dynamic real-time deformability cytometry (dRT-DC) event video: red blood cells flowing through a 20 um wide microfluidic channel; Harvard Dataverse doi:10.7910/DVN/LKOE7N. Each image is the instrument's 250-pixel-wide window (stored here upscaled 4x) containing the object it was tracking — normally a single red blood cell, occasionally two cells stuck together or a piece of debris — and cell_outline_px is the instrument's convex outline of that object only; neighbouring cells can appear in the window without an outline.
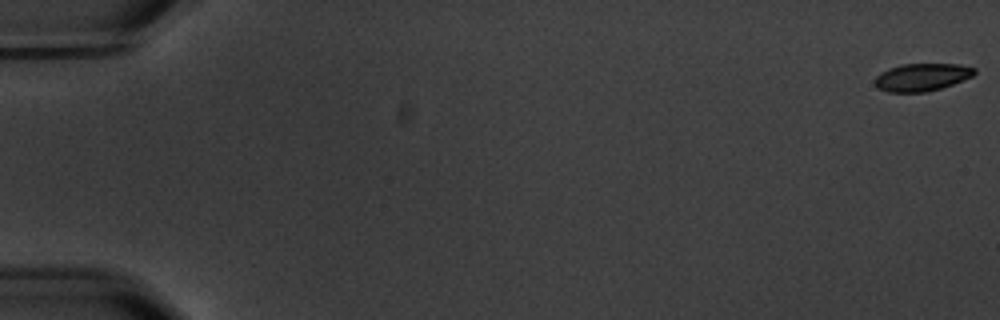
{"species": "common noctule bat (a hibernating species)", "species_latin": "Nyctalus noctula", "temperature_condition": "warm", "stored_images_in_passage": 5, "camera_frame_rate_fps": 3000, "um_per_image_px": 0.085, "animal": {"sex": "male", "body_mass_g": 20.1, "forearm_length_mm": 53.5}, "frame": {"image": 1, "passage_image": 1, "time_ms": 0.0, "image_size_px": [1000, 320], "cell_outline_px": [[976, 72], [972, 76], [952, 84], [940, 88], [924, 92], [888, 92], [880, 88], [876, 84], [876, 76], [880, 72], [888, 68], [900, 64], [960, 64], [976, 68]], "centroid_in_image_um": [78.36, 6.54], "position_along_channel_um": 6.6, "area_um2": 15.9}}
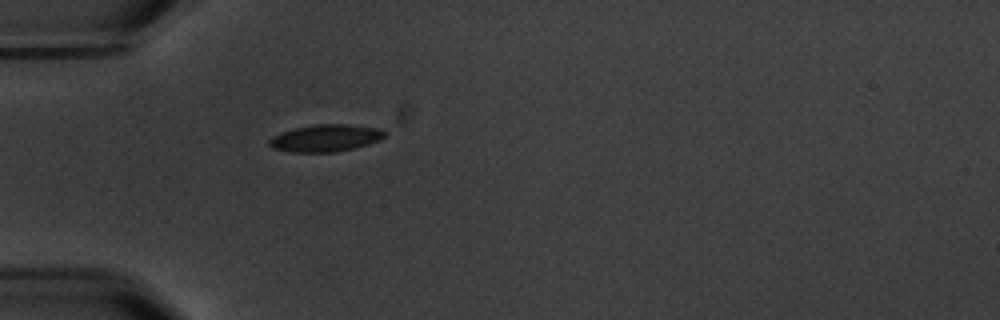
{"frame": {"image": 2, "passage_image": 5, "time_ms": 6.0, "image_size_px": [1000, 320], "cell_outline_px": [[388, 132], [380, 140], [368, 144], [336, 152], [292, 152], [272, 148], [268, 144], [268, 140], [272, 136], [280, 132], [296, 128], [316, 124], [344, 124], [376, 128]], "centroid_in_image_um": [27.64, 11.74], "position_along_channel_um": 57.4, "area_um2": 18.15}}